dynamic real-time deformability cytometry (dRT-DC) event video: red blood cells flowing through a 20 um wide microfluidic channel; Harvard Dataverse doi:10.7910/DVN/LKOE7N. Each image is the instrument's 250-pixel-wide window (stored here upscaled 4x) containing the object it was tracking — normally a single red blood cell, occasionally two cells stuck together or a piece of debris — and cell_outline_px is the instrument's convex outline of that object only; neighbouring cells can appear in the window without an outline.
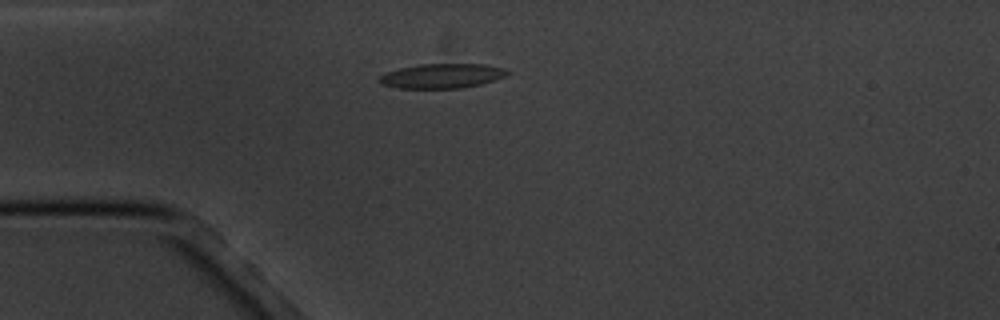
{"species": "common noctule bat (a hibernating species)", "species_latin": "Nyctalus noctula", "temperature_condition": "cold", "stored_images_in_passage": 11, "camera_frame_rate_fps": 3000, "um_per_image_px": 0.085, "animal": {"sex": "male", "body_mass_g": 20.1, "forearm_length_mm": 53.5}, "frame": {"image": 1, "passage_image": 4, "time_ms": 3.667, "image_size_px": [1000, 320], "cell_outline_px": [[508, 72], [504, 76], [480, 84], [460, 88], [400, 88], [380, 84], [376, 80], [380, 76], [388, 72], [400, 68], [420, 64], [484, 64], [504, 68]], "centroid_in_image_um": [37.51, 6.45], "position_along_channel_um": 47.5, "area_um2": 18.09}}
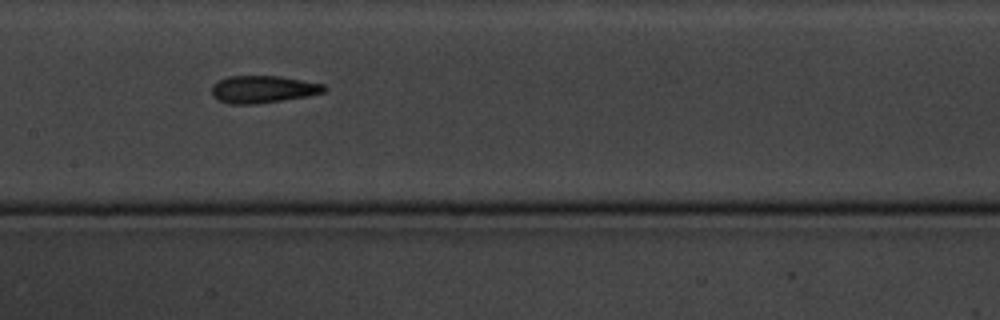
{"frame": {"image": 2, "passage_image": 8, "time_ms": 8.0, "image_size_px": [1000, 320], "cell_outline_px": [[328, 88], [324, 92], [304, 96], [256, 104], [228, 104], [216, 100], [212, 96], [212, 84], [228, 76], [280, 76], [324, 84]], "centroid_in_image_um": [22.3, 7.59], "position_along_channel_um": 185.1, "area_um2": 17.86}}
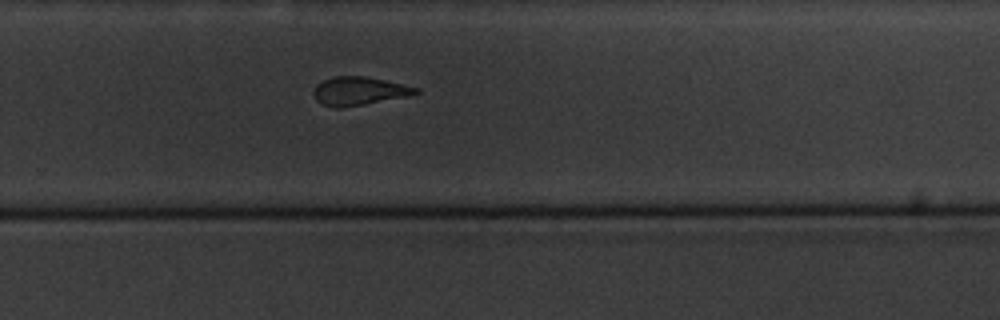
{"frame": {"image": 3, "passage_image": 11, "time_ms": 11.333, "image_size_px": [1000, 320], "cell_outline_px": [[420, 92], [408, 96], [364, 104], [340, 108], [332, 108], [320, 104], [316, 100], [312, 92], [316, 84], [332, 76], [364, 76], [384, 80], [420, 88]], "centroid_in_image_um": [30.47, 7.74], "position_along_channel_um": 299.3, "area_um2": 16.99}}